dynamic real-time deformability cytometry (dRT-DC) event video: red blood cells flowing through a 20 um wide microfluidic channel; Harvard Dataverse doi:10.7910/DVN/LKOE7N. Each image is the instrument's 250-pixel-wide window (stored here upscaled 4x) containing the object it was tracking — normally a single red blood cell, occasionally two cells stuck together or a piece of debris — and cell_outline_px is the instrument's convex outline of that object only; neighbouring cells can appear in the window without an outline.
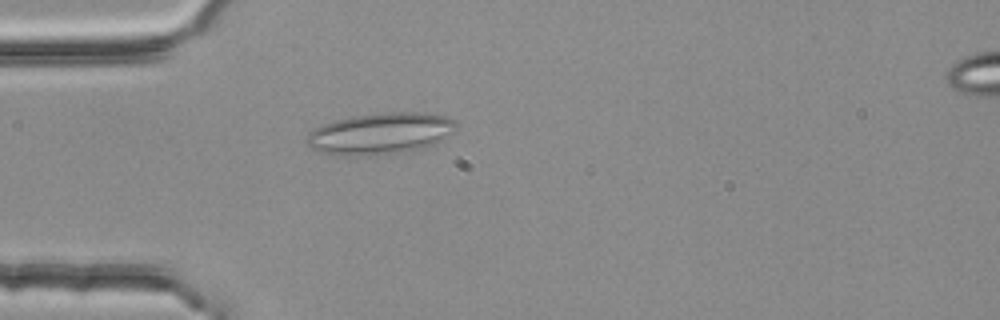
{"species": "common noctule bat (a hibernating species)", "species_latin": "Nyctalus noctula", "temperature_condition": "room temperature", "stored_images_in_passage": 1, "camera_frame_rate_fps": 3000, "um_per_image_px": 0.085, "animal": {"sex": "female", "body_mass_g": 25.1}, "frame": {"image": 1, "passage_image": 1, "time_ms": 0.0, "image_size_px": [1000, 320], "cell_outline_px": [[460, 124], [456, 132], [444, 140], [420, 148], [404, 152], [376, 156], [340, 156], [320, 152], [312, 148], [304, 140], [308, 132], [324, 124], [336, 120], [352, 116], [380, 112], [424, 112], [448, 116], [456, 120]], "centroid_in_image_um": [32.4, 11.35], "position_along_channel_um": 52.6, "area_um2": 37.05}}